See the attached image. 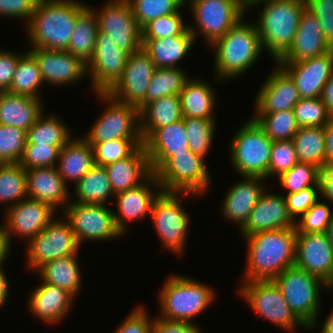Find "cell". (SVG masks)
<instances>
[{
	"label": "cell",
	"instance_id": "56",
	"mask_svg": "<svg viewBox=\"0 0 333 333\" xmlns=\"http://www.w3.org/2000/svg\"><path fill=\"white\" fill-rule=\"evenodd\" d=\"M306 9L319 21L323 35L333 44V0H305Z\"/></svg>",
	"mask_w": 333,
	"mask_h": 333
},
{
	"label": "cell",
	"instance_id": "62",
	"mask_svg": "<svg viewBox=\"0 0 333 333\" xmlns=\"http://www.w3.org/2000/svg\"><path fill=\"white\" fill-rule=\"evenodd\" d=\"M325 138V168L333 165V117L323 127Z\"/></svg>",
	"mask_w": 333,
	"mask_h": 333
},
{
	"label": "cell",
	"instance_id": "57",
	"mask_svg": "<svg viewBox=\"0 0 333 333\" xmlns=\"http://www.w3.org/2000/svg\"><path fill=\"white\" fill-rule=\"evenodd\" d=\"M144 305H137L115 329L114 333H152L153 319Z\"/></svg>",
	"mask_w": 333,
	"mask_h": 333
},
{
	"label": "cell",
	"instance_id": "40",
	"mask_svg": "<svg viewBox=\"0 0 333 333\" xmlns=\"http://www.w3.org/2000/svg\"><path fill=\"white\" fill-rule=\"evenodd\" d=\"M299 162L325 168V138L323 127L299 128L293 137Z\"/></svg>",
	"mask_w": 333,
	"mask_h": 333
},
{
	"label": "cell",
	"instance_id": "49",
	"mask_svg": "<svg viewBox=\"0 0 333 333\" xmlns=\"http://www.w3.org/2000/svg\"><path fill=\"white\" fill-rule=\"evenodd\" d=\"M293 111L299 128L324 127L332 118L321 97L301 98Z\"/></svg>",
	"mask_w": 333,
	"mask_h": 333
},
{
	"label": "cell",
	"instance_id": "19",
	"mask_svg": "<svg viewBox=\"0 0 333 333\" xmlns=\"http://www.w3.org/2000/svg\"><path fill=\"white\" fill-rule=\"evenodd\" d=\"M294 266L333 283V246L326 232L297 233Z\"/></svg>",
	"mask_w": 333,
	"mask_h": 333
},
{
	"label": "cell",
	"instance_id": "27",
	"mask_svg": "<svg viewBox=\"0 0 333 333\" xmlns=\"http://www.w3.org/2000/svg\"><path fill=\"white\" fill-rule=\"evenodd\" d=\"M149 165L154 173L169 157L191 151L184 117L172 124L157 128L144 142Z\"/></svg>",
	"mask_w": 333,
	"mask_h": 333
},
{
	"label": "cell",
	"instance_id": "28",
	"mask_svg": "<svg viewBox=\"0 0 333 333\" xmlns=\"http://www.w3.org/2000/svg\"><path fill=\"white\" fill-rule=\"evenodd\" d=\"M26 187L29 198L46 203L56 211L60 207L63 212L71 200L68 186L56 166L26 170Z\"/></svg>",
	"mask_w": 333,
	"mask_h": 333
},
{
	"label": "cell",
	"instance_id": "37",
	"mask_svg": "<svg viewBox=\"0 0 333 333\" xmlns=\"http://www.w3.org/2000/svg\"><path fill=\"white\" fill-rule=\"evenodd\" d=\"M73 189L74 200L71 201L75 203L106 204L110 197L112 199L115 197L105 167L96 164L74 185Z\"/></svg>",
	"mask_w": 333,
	"mask_h": 333
},
{
	"label": "cell",
	"instance_id": "54",
	"mask_svg": "<svg viewBox=\"0 0 333 333\" xmlns=\"http://www.w3.org/2000/svg\"><path fill=\"white\" fill-rule=\"evenodd\" d=\"M293 140L273 141L268 167V178L280 176L298 163Z\"/></svg>",
	"mask_w": 333,
	"mask_h": 333
},
{
	"label": "cell",
	"instance_id": "46",
	"mask_svg": "<svg viewBox=\"0 0 333 333\" xmlns=\"http://www.w3.org/2000/svg\"><path fill=\"white\" fill-rule=\"evenodd\" d=\"M93 149L94 163L107 166L129 157L139 146L142 139H114L101 143H89Z\"/></svg>",
	"mask_w": 333,
	"mask_h": 333
},
{
	"label": "cell",
	"instance_id": "5",
	"mask_svg": "<svg viewBox=\"0 0 333 333\" xmlns=\"http://www.w3.org/2000/svg\"><path fill=\"white\" fill-rule=\"evenodd\" d=\"M167 278L158 293L159 317L168 321L195 323L191 320L213 303L215 290L185 275L173 274Z\"/></svg>",
	"mask_w": 333,
	"mask_h": 333
},
{
	"label": "cell",
	"instance_id": "36",
	"mask_svg": "<svg viewBox=\"0 0 333 333\" xmlns=\"http://www.w3.org/2000/svg\"><path fill=\"white\" fill-rule=\"evenodd\" d=\"M77 255L78 253L57 258L41 265L36 270L41 282L58 286L76 297L82 287V275Z\"/></svg>",
	"mask_w": 333,
	"mask_h": 333
},
{
	"label": "cell",
	"instance_id": "68",
	"mask_svg": "<svg viewBox=\"0 0 333 333\" xmlns=\"http://www.w3.org/2000/svg\"><path fill=\"white\" fill-rule=\"evenodd\" d=\"M266 1V0H246V11L250 10L252 7H254L256 4Z\"/></svg>",
	"mask_w": 333,
	"mask_h": 333
},
{
	"label": "cell",
	"instance_id": "7",
	"mask_svg": "<svg viewBox=\"0 0 333 333\" xmlns=\"http://www.w3.org/2000/svg\"><path fill=\"white\" fill-rule=\"evenodd\" d=\"M229 145V158L238 175L268 180L273 141L252 117L237 129Z\"/></svg>",
	"mask_w": 333,
	"mask_h": 333
},
{
	"label": "cell",
	"instance_id": "12",
	"mask_svg": "<svg viewBox=\"0 0 333 333\" xmlns=\"http://www.w3.org/2000/svg\"><path fill=\"white\" fill-rule=\"evenodd\" d=\"M107 107L89 132L83 136L89 143H101L114 139H142L140 133L139 109L122 103L107 93H96Z\"/></svg>",
	"mask_w": 333,
	"mask_h": 333
},
{
	"label": "cell",
	"instance_id": "63",
	"mask_svg": "<svg viewBox=\"0 0 333 333\" xmlns=\"http://www.w3.org/2000/svg\"><path fill=\"white\" fill-rule=\"evenodd\" d=\"M321 99L326 105L328 112L333 117V72L323 88Z\"/></svg>",
	"mask_w": 333,
	"mask_h": 333
},
{
	"label": "cell",
	"instance_id": "47",
	"mask_svg": "<svg viewBox=\"0 0 333 333\" xmlns=\"http://www.w3.org/2000/svg\"><path fill=\"white\" fill-rule=\"evenodd\" d=\"M321 170L308 163L298 162L290 170L281 174L277 179L286 194L298 192L307 187H320Z\"/></svg>",
	"mask_w": 333,
	"mask_h": 333
},
{
	"label": "cell",
	"instance_id": "59",
	"mask_svg": "<svg viewBox=\"0 0 333 333\" xmlns=\"http://www.w3.org/2000/svg\"><path fill=\"white\" fill-rule=\"evenodd\" d=\"M25 52L26 51L18 53L16 51L14 53L7 50H0V92L9 91L18 64V59Z\"/></svg>",
	"mask_w": 333,
	"mask_h": 333
},
{
	"label": "cell",
	"instance_id": "25",
	"mask_svg": "<svg viewBox=\"0 0 333 333\" xmlns=\"http://www.w3.org/2000/svg\"><path fill=\"white\" fill-rule=\"evenodd\" d=\"M265 181L263 177L243 176L241 181L227 189L220 207L222 216L227 222L238 223L239 230L245 226L250 212L267 189Z\"/></svg>",
	"mask_w": 333,
	"mask_h": 333
},
{
	"label": "cell",
	"instance_id": "13",
	"mask_svg": "<svg viewBox=\"0 0 333 333\" xmlns=\"http://www.w3.org/2000/svg\"><path fill=\"white\" fill-rule=\"evenodd\" d=\"M63 218H54L46 228L33 237L26 245V265L30 271L36 270L51 260L75 255L81 249L72 226Z\"/></svg>",
	"mask_w": 333,
	"mask_h": 333
},
{
	"label": "cell",
	"instance_id": "21",
	"mask_svg": "<svg viewBox=\"0 0 333 333\" xmlns=\"http://www.w3.org/2000/svg\"><path fill=\"white\" fill-rule=\"evenodd\" d=\"M162 191L156 175L152 173L139 186L115 195L118 212H114V217L116 225L123 235L129 230L127 223L150 217L154 201Z\"/></svg>",
	"mask_w": 333,
	"mask_h": 333
},
{
	"label": "cell",
	"instance_id": "30",
	"mask_svg": "<svg viewBox=\"0 0 333 333\" xmlns=\"http://www.w3.org/2000/svg\"><path fill=\"white\" fill-rule=\"evenodd\" d=\"M105 169L115 195L139 186L152 174L144 145L129 157L105 166Z\"/></svg>",
	"mask_w": 333,
	"mask_h": 333
},
{
	"label": "cell",
	"instance_id": "24",
	"mask_svg": "<svg viewBox=\"0 0 333 333\" xmlns=\"http://www.w3.org/2000/svg\"><path fill=\"white\" fill-rule=\"evenodd\" d=\"M291 227H295V220L288 211L285 196L273 194L266 189L250 212L247 223L239 231L242 236H249L262 231Z\"/></svg>",
	"mask_w": 333,
	"mask_h": 333
},
{
	"label": "cell",
	"instance_id": "3",
	"mask_svg": "<svg viewBox=\"0 0 333 333\" xmlns=\"http://www.w3.org/2000/svg\"><path fill=\"white\" fill-rule=\"evenodd\" d=\"M243 20L209 46L214 50V78L217 82L242 76L263 52L256 24Z\"/></svg>",
	"mask_w": 333,
	"mask_h": 333
},
{
	"label": "cell",
	"instance_id": "20",
	"mask_svg": "<svg viewBox=\"0 0 333 333\" xmlns=\"http://www.w3.org/2000/svg\"><path fill=\"white\" fill-rule=\"evenodd\" d=\"M44 83L52 86H68L81 81L87 75V64L67 50L31 48Z\"/></svg>",
	"mask_w": 333,
	"mask_h": 333
},
{
	"label": "cell",
	"instance_id": "60",
	"mask_svg": "<svg viewBox=\"0 0 333 333\" xmlns=\"http://www.w3.org/2000/svg\"><path fill=\"white\" fill-rule=\"evenodd\" d=\"M152 333H202L197 323L168 321L153 317Z\"/></svg>",
	"mask_w": 333,
	"mask_h": 333
},
{
	"label": "cell",
	"instance_id": "15",
	"mask_svg": "<svg viewBox=\"0 0 333 333\" xmlns=\"http://www.w3.org/2000/svg\"><path fill=\"white\" fill-rule=\"evenodd\" d=\"M99 9L90 8L97 18L98 30L109 34L115 44L129 55L142 47V28L128 0H106Z\"/></svg>",
	"mask_w": 333,
	"mask_h": 333
},
{
	"label": "cell",
	"instance_id": "18",
	"mask_svg": "<svg viewBox=\"0 0 333 333\" xmlns=\"http://www.w3.org/2000/svg\"><path fill=\"white\" fill-rule=\"evenodd\" d=\"M56 212L50 205L29 197L6 208L3 226L10 245L12 246L14 236L25 239V243H28L47 227L55 218Z\"/></svg>",
	"mask_w": 333,
	"mask_h": 333
},
{
	"label": "cell",
	"instance_id": "4",
	"mask_svg": "<svg viewBox=\"0 0 333 333\" xmlns=\"http://www.w3.org/2000/svg\"><path fill=\"white\" fill-rule=\"evenodd\" d=\"M255 23L262 49L277 62L292 46L300 18L306 9L305 0H266Z\"/></svg>",
	"mask_w": 333,
	"mask_h": 333
},
{
	"label": "cell",
	"instance_id": "6",
	"mask_svg": "<svg viewBox=\"0 0 333 333\" xmlns=\"http://www.w3.org/2000/svg\"><path fill=\"white\" fill-rule=\"evenodd\" d=\"M294 314L310 329L318 325L321 289H330L324 280L296 266L285 269L272 280ZM322 287V288H321Z\"/></svg>",
	"mask_w": 333,
	"mask_h": 333
},
{
	"label": "cell",
	"instance_id": "34",
	"mask_svg": "<svg viewBox=\"0 0 333 333\" xmlns=\"http://www.w3.org/2000/svg\"><path fill=\"white\" fill-rule=\"evenodd\" d=\"M200 79L198 76L193 79L190 77L180 92L182 116L215 119V102L218 95L212 84Z\"/></svg>",
	"mask_w": 333,
	"mask_h": 333
},
{
	"label": "cell",
	"instance_id": "58",
	"mask_svg": "<svg viewBox=\"0 0 333 333\" xmlns=\"http://www.w3.org/2000/svg\"><path fill=\"white\" fill-rule=\"evenodd\" d=\"M39 0H0V15L11 19H24L25 27L37 7ZM23 18V19H22Z\"/></svg>",
	"mask_w": 333,
	"mask_h": 333
},
{
	"label": "cell",
	"instance_id": "44",
	"mask_svg": "<svg viewBox=\"0 0 333 333\" xmlns=\"http://www.w3.org/2000/svg\"><path fill=\"white\" fill-rule=\"evenodd\" d=\"M252 118L262 127L267 137L272 141L291 140L299 129L293 110L255 113Z\"/></svg>",
	"mask_w": 333,
	"mask_h": 333
},
{
	"label": "cell",
	"instance_id": "41",
	"mask_svg": "<svg viewBox=\"0 0 333 333\" xmlns=\"http://www.w3.org/2000/svg\"><path fill=\"white\" fill-rule=\"evenodd\" d=\"M43 80L35 58L26 50L18 59L9 93L40 98Z\"/></svg>",
	"mask_w": 333,
	"mask_h": 333
},
{
	"label": "cell",
	"instance_id": "67",
	"mask_svg": "<svg viewBox=\"0 0 333 333\" xmlns=\"http://www.w3.org/2000/svg\"><path fill=\"white\" fill-rule=\"evenodd\" d=\"M326 233H327L329 241L331 242V244L333 246V217H332V220H331L329 226L327 227Z\"/></svg>",
	"mask_w": 333,
	"mask_h": 333
},
{
	"label": "cell",
	"instance_id": "65",
	"mask_svg": "<svg viewBox=\"0 0 333 333\" xmlns=\"http://www.w3.org/2000/svg\"><path fill=\"white\" fill-rule=\"evenodd\" d=\"M3 265H0V309L6 305V301L9 300V280L4 273ZM8 299V300H7Z\"/></svg>",
	"mask_w": 333,
	"mask_h": 333
},
{
	"label": "cell",
	"instance_id": "39",
	"mask_svg": "<svg viewBox=\"0 0 333 333\" xmlns=\"http://www.w3.org/2000/svg\"><path fill=\"white\" fill-rule=\"evenodd\" d=\"M39 115L34 125L26 132L25 145H52L64 146L73 136L71 129L58 115Z\"/></svg>",
	"mask_w": 333,
	"mask_h": 333
},
{
	"label": "cell",
	"instance_id": "66",
	"mask_svg": "<svg viewBox=\"0 0 333 333\" xmlns=\"http://www.w3.org/2000/svg\"><path fill=\"white\" fill-rule=\"evenodd\" d=\"M321 326V333H333V308H331V312L324 320V323H321Z\"/></svg>",
	"mask_w": 333,
	"mask_h": 333
},
{
	"label": "cell",
	"instance_id": "16",
	"mask_svg": "<svg viewBox=\"0 0 333 333\" xmlns=\"http://www.w3.org/2000/svg\"><path fill=\"white\" fill-rule=\"evenodd\" d=\"M156 66L150 55L141 47L129 55L120 78L106 92L115 100L138 107L146 105V91Z\"/></svg>",
	"mask_w": 333,
	"mask_h": 333
},
{
	"label": "cell",
	"instance_id": "51",
	"mask_svg": "<svg viewBox=\"0 0 333 333\" xmlns=\"http://www.w3.org/2000/svg\"><path fill=\"white\" fill-rule=\"evenodd\" d=\"M180 10L177 13L154 19L142 28V40H153L182 35L188 24L184 23Z\"/></svg>",
	"mask_w": 333,
	"mask_h": 333
},
{
	"label": "cell",
	"instance_id": "42",
	"mask_svg": "<svg viewBox=\"0 0 333 333\" xmlns=\"http://www.w3.org/2000/svg\"><path fill=\"white\" fill-rule=\"evenodd\" d=\"M189 78L181 67L156 68L146 91V104L165 96L180 95Z\"/></svg>",
	"mask_w": 333,
	"mask_h": 333
},
{
	"label": "cell",
	"instance_id": "8",
	"mask_svg": "<svg viewBox=\"0 0 333 333\" xmlns=\"http://www.w3.org/2000/svg\"><path fill=\"white\" fill-rule=\"evenodd\" d=\"M188 196L195 197L196 194L162 191L154 201L150 213L163 249H168L177 256L184 254L189 233L190 216L182 205V198Z\"/></svg>",
	"mask_w": 333,
	"mask_h": 333
},
{
	"label": "cell",
	"instance_id": "35",
	"mask_svg": "<svg viewBox=\"0 0 333 333\" xmlns=\"http://www.w3.org/2000/svg\"><path fill=\"white\" fill-rule=\"evenodd\" d=\"M140 133L143 142L159 127L183 118L179 95H170L147 103L140 111Z\"/></svg>",
	"mask_w": 333,
	"mask_h": 333
},
{
	"label": "cell",
	"instance_id": "1",
	"mask_svg": "<svg viewBox=\"0 0 333 333\" xmlns=\"http://www.w3.org/2000/svg\"><path fill=\"white\" fill-rule=\"evenodd\" d=\"M295 227L242 236L246 241V267L242 282L269 281L295 264Z\"/></svg>",
	"mask_w": 333,
	"mask_h": 333
},
{
	"label": "cell",
	"instance_id": "31",
	"mask_svg": "<svg viewBox=\"0 0 333 333\" xmlns=\"http://www.w3.org/2000/svg\"><path fill=\"white\" fill-rule=\"evenodd\" d=\"M57 164L65 184L75 185L95 165L92 146L83 136H73L60 150Z\"/></svg>",
	"mask_w": 333,
	"mask_h": 333
},
{
	"label": "cell",
	"instance_id": "22",
	"mask_svg": "<svg viewBox=\"0 0 333 333\" xmlns=\"http://www.w3.org/2000/svg\"><path fill=\"white\" fill-rule=\"evenodd\" d=\"M255 97L254 113L293 110L301 99L291 76L277 63Z\"/></svg>",
	"mask_w": 333,
	"mask_h": 333
},
{
	"label": "cell",
	"instance_id": "38",
	"mask_svg": "<svg viewBox=\"0 0 333 333\" xmlns=\"http://www.w3.org/2000/svg\"><path fill=\"white\" fill-rule=\"evenodd\" d=\"M98 31L96 14L88 5L76 18L67 51L88 64L93 57Z\"/></svg>",
	"mask_w": 333,
	"mask_h": 333
},
{
	"label": "cell",
	"instance_id": "14",
	"mask_svg": "<svg viewBox=\"0 0 333 333\" xmlns=\"http://www.w3.org/2000/svg\"><path fill=\"white\" fill-rule=\"evenodd\" d=\"M62 213L71 224L80 246L85 241L98 243L124 236L116 225L112 208L106 207V204H82L70 201Z\"/></svg>",
	"mask_w": 333,
	"mask_h": 333
},
{
	"label": "cell",
	"instance_id": "17",
	"mask_svg": "<svg viewBox=\"0 0 333 333\" xmlns=\"http://www.w3.org/2000/svg\"><path fill=\"white\" fill-rule=\"evenodd\" d=\"M129 54L109 34L98 31L92 59L87 64L95 93H106L120 78Z\"/></svg>",
	"mask_w": 333,
	"mask_h": 333
},
{
	"label": "cell",
	"instance_id": "32",
	"mask_svg": "<svg viewBox=\"0 0 333 333\" xmlns=\"http://www.w3.org/2000/svg\"><path fill=\"white\" fill-rule=\"evenodd\" d=\"M42 99L0 92V124L28 131L43 112Z\"/></svg>",
	"mask_w": 333,
	"mask_h": 333
},
{
	"label": "cell",
	"instance_id": "9",
	"mask_svg": "<svg viewBox=\"0 0 333 333\" xmlns=\"http://www.w3.org/2000/svg\"><path fill=\"white\" fill-rule=\"evenodd\" d=\"M205 161L200 155L187 151L169 157L154 174L163 191L193 193L198 197L212 184Z\"/></svg>",
	"mask_w": 333,
	"mask_h": 333
},
{
	"label": "cell",
	"instance_id": "48",
	"mask_svg": "<svg viewBox=\"0 0 333 333\" xmlns=\"http://www.w3.org/2000/svg\"><path fill=\"white\" fill-rule=\"evenodd\" d=\"M141 28L159 17L177 13L185 4L181 0H128Z\"/></svg>",
	"mask_w": 333,
	"mask_h": 333
},
{
	"label": "cell",
	"instance_id": "33",
	"mask_svg": "<svg viewBox=\"0 0 333 333\" xmlns=\"http://www.w3.org/2000/svg\"><path fill=\"white\" fill-rule=\"evenodd\" d=\"M195 41L187 29L178 36L142 40V48L150 55L156 68H172L180 66V60L191 51Z\"/></svg>",
	"mask_w": 333,
	"mask_h": 333
},
{
	"label": "cell",
	"instance_id": "2",
	"mask_svg": "<svg viewBox=\"0 0 333 333\" xmlns=\"http://www.w3.org/2000/svg\"><path fill=\"white\" fill-rule=\"evenodd\" d=\"M88 5L78 0H39L25 27L31 47L67 50L76 18Z\"/></svg>",
	"mask_w": 333,
	"mask_h": 333
},
{
	"label": "cell",
	"instance_id": "29",
	"mask_svg": "<svg viewBox=\"0 0 333 333\" xmlns=\"http://www.w3.org/2000/svg\"><path fill=\"white\" fill-rule=\"evenodd\" d=\"M29 296V312L46 325H55L65 319L75 299L67 290L44 282Z\"/></svg>",
	"mask_w": 333,
	"mask_h": 333
},
{
	"label": "cell",
	"instance_id": "11",
	"mask_svg": "<svg viewBox=\"0 0 333 333\" xmlns=\"http://www.w3.org/2000/svg\"><path fill=\"white\" fill-rule=\"evenodd\" d=\"M237 293L242 296L255 313L279 328L289 332H293L298 327L310 330L294 314L272 280L243 282Z\"/></svg>",
	"mask_w": 333,
	"mask_h": 333
},
{
	"label": "cell",
	"instance_id": "69",
	"mask_svg": "<svg viewBox=\"0 0 333 333\" xmlns=\"http://www.w3.org/2000/svg\"><path fill=\"white\" fill-rule=\"evenodd\" d=\"M238 1L244 6V8L246 10V0H238Z\"/></svg>",
	"mask_w": 333,
	"mask_h": 333
},
{
	"label": "cell",
	"instance_id": "64",
	"mask_svg": "<svg viewBox=\"0 0 333 333\" xmlns=\"http://www.w3.org/2000/svg\"><path fill=\"white\" fill-rule=\"evenodd\" d=\"M11 252V245L4 230L3 224L0 225V265H3Z\"/></svg>",
	"mask_w": 333,
	"mask_h": 333
},
{
	"label": "cell",
	"instance_id": "53",
	"mask_svg": "<svg viewBox=\"0 0 333 333\" xmlns=\"http://www.w3.org/2000/svg\"><path fill=\"white\" fill-rule=\"evenodd\" d=\"M63 146L25 145L19 164L25 169L55 167Z\"/></svg>",
	"mask_w": 333,
	"mask_h": 333
},
{
	"label": "cell",
	"instance_id": "10",
	"mask_svg": "<svg viewBox=\"0 0 333 333\" xmlns=\"http://www.w3.org/2000/svg\"><path fill=\"white\" fill-rule=\"evenodd\" d=\"M185 5L189 6L195 21V25L188 24V29L195 40L200 33L208 47L247 13L238 0H187Z\"/></svg>",
	"mask_w": 333,
	"mask_h": 333
},
{
	"label": "cell",
	"instance_id": "61",
	"mask_svg": "<svg viewBox=\"0 0 333 333\" xmlns=\"http://www.w3.org/2000/svg\"><path fill=\"white\" fill-rule=\"evenodd\" d=\"M320 194L333 205V165L323 168L320 172Z\"/></svg>",
	"mask_w": 333,
	"mask_h": 333
},
{
	"label": "cell",
	"instance_id": "23",
	"mask_svg": "<svg viewBox=\"0 0 333 333\" xmlns=\"http://www.w3.org/2000/svg\"><path fill=\"white\" fill-rule=\"evenodd\" d=\"M278 64L294 80L300 98H318L332 75L333 53L329 51L299 62Z\"/></svg>",
	"mask_w": 333,
	"mask_h": 333
},
{
	"label": "cell",
	"instance_id": "70",
	"mask_svg": "<svg viewBox=\"0 0 333 333\" xmlns=\"http://www.w3.org/2000/svg\"><path fill=\"white\" fill-rule=\"evenodd\" d=\"M330 290H333V283L330 285ZM333 292V291H332Z\"/></svg>",
	"mask_w": 333,
	"mask_h": 333
},
{
	"label": "cell",
	"instance_id": "50",
	"mask_svg": "<svg viewBox=\"0 0 333 333\" xmlns=\"http://www.w3.org/2000/svg\"><path fill=\"white\" fill-rule=\"evenodd\" d=\"M26 143V131L0 124V164L19 163Z\"/></svg>",
	"mask_w": 333,
	"mask_h": 333
},
{
	"label": "cell",
	"instance_id": "45",
	"mask_svg": "<svg viewBox=\"0 0 333 333\" xmlns=\"http://www.w3.org/2000/svg\"><path fill=\"white\" fill-rule=\"evenodd\" d=\"M216 123L215 119L184 117L185 130L192 152L206 159L213 144Z\"/></svg>",
	"mask_w": 333,
	"mask_h": 333
},
{
	"label": "cell",
	"instance_id": "52",
	"mask_svg": "<svg viewBox=\"0 0 333 333\" xmlns=\"http://www.w3.org/2000/svg\"><path fill=\"white\" fill-rule=\"evenodd\" d=\"M331 205L318 200L304 214L295 220L297 233H323L326 232L332 217Z\"/></svg>",
	"mask_w": 333,
	"mask_h": 333
},
{
	"label": "cell",
	"instance_id": "55",
	"mask_svg": "<svg viewBox=\"0 0 333 333\" xmlns=\"http://www.w3.org/2000/svg\"><path fill=\"white\" fill-rule=\"evenodd\" d=\"M288 211L294 220H297L313 204H315L320 195V187H307L298 192L284 195Z\"/></svg>",
	"mask_w": 333,
	"mask_h": 333
},
{
	"label": "cell",
	"instance_id": "26",
	"mask_svg": "<svg viewBox=\"0 0 333 333\" xmlns=\"http://www.w3.org/2000/svg\"><path fill=\"white\" fill-rule=\"evenodd\" d=\"M331 51L318 19L307 9L301 15L292 46L277 63L299 62Z\"/></svg>",
	"mask_w": 333,
	"mask_h": 333
},
{
	"label": "cell",
	"instance_id": "43",
	"mask_svg": "<svg viewBox=\"0 0 333 333\" xmlns=\"http://www.w3.org/2000/svg\"><path fill=\"white\" fill-rule=\"evenodd\" d=\"M26 197V170L19 163L0 164V204L9 208Z\"/></svg>",
	"mask_w": 333,
	"mask_h": 333
}]
</instances>
